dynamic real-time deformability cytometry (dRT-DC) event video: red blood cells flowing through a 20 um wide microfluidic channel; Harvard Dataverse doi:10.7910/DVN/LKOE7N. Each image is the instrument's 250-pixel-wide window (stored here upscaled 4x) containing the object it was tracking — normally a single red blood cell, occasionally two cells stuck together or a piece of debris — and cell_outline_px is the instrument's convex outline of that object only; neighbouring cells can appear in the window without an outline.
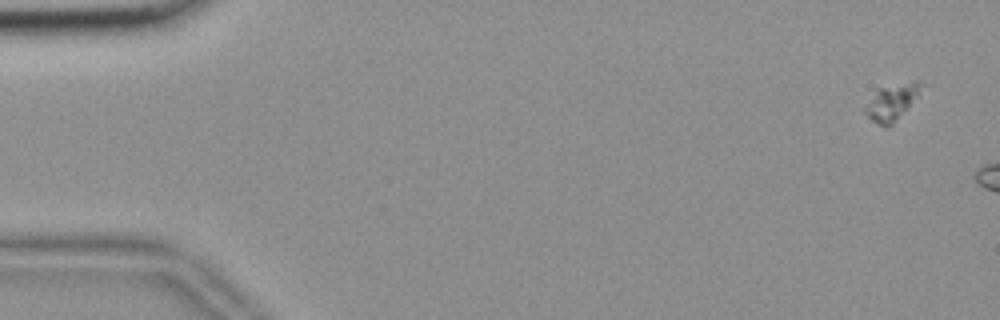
{"species": "common noctule bat (a hibernating species)", "species_latin": "Nyctalus noctula", "temperature_condition": "room temperature", "stored_images_in_passage": 6, "camera_frame_rate_fps": 3000, "um_per_image_px": 0.085, "animal": {"sex": "female", "body_mass_g": 18.4}, "frame": {"image": 1, "passage_image": 1, "time_ms": 0.0, "image_size_px": [1000, 320], "cell_outline_px": [[920, 84], [916, 96], [892, 124], [888, 128], [884, 128], [872, 120], [864, 112], [864, 108], [876, 92], [880, 88], [916, 80]], "centroid_in_image_um": [75.73, 8.72], "position_along_channel_um": 9.3, "area_um2": 10.98}}